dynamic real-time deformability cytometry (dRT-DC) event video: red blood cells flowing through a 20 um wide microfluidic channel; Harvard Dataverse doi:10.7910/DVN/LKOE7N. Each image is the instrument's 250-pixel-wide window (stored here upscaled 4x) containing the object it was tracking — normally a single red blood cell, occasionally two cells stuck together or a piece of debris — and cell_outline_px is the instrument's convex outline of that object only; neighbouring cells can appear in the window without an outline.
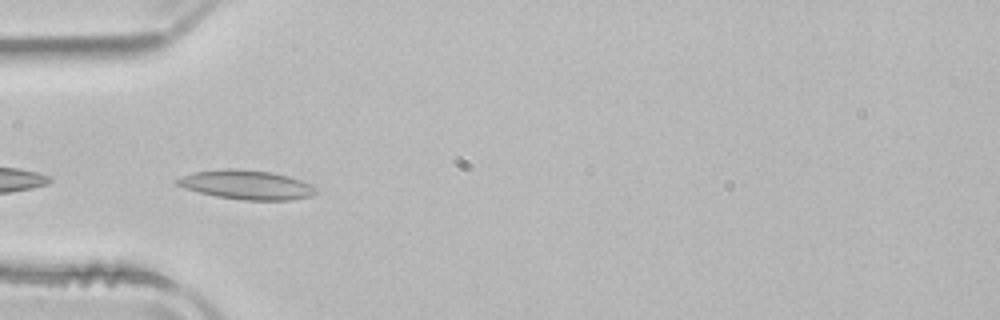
{"species": "common noctule bat (a hibernating species)", "species_latin": "Nyctalus noctula", "temperature_condition": "room temperature", "stored_images_in_passage": 5, "camera_frame_rate_fps": 3000, "um_per_image_px": 0.085, "animal": {"sex": "male", "body_mass_g": 21.5, "forearm_length_mm": 52.0}, "frame": {"image": 1, "passage_image": 1, "time_ms": 0.0, "image_size_px": [1000, 320], "cell_outline_px": [[316, 192], [312, 196], [292, 200], [240, 200], [216, 196], [184, 188], [176, 184], [176, 180], [180, 176], [192, 172], [228, 168], [232, 168], [272, 172], [288, 176], [312, 184], [316, 188]], "centroid_in_image_um": [20.96, 15.71], "position_along_channel_um": 64.0, "area_um2": 23.7}}